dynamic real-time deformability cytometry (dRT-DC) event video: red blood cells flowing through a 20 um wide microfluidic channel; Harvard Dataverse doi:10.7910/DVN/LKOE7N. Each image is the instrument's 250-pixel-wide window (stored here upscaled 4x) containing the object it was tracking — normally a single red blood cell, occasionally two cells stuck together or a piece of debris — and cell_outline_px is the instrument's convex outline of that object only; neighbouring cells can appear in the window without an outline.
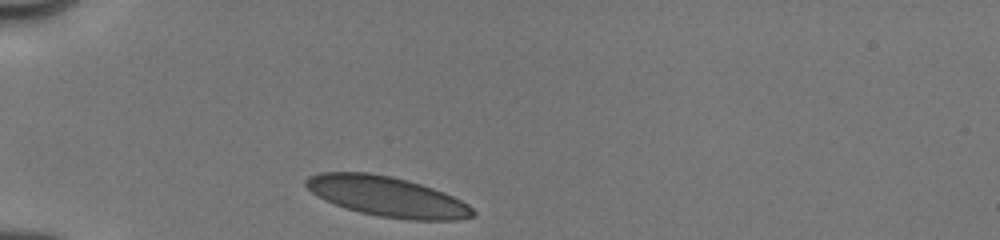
{"species": "human", "species_latin": "Homo sapiens", "temperature_condition": "cold", "stored_images_in_passage": 49, "camera_frame_rate_fps": 3000, "um_per_image_px": 0.085, "donor": {"sex": "male"}, "frame": {"image": 1, "passage_image": 1, "time_ms": 0.0, "image_size_px": [1000, 240], "cell_outline_px": [[476, 216], [460, 220], [408, 220], [380, 216], [360, 212], [324, 200], [316, 196], [304, 184], [304, 180], [308, 176], [320, 172], [368, 172], [392, 176], [408, 180], [444, 192], [468, 204], [476, 212]], "centroid_in_image_um": [32.91, 16.7], "position_along_channel_um": 52.1, "area_um2": 39.02}}
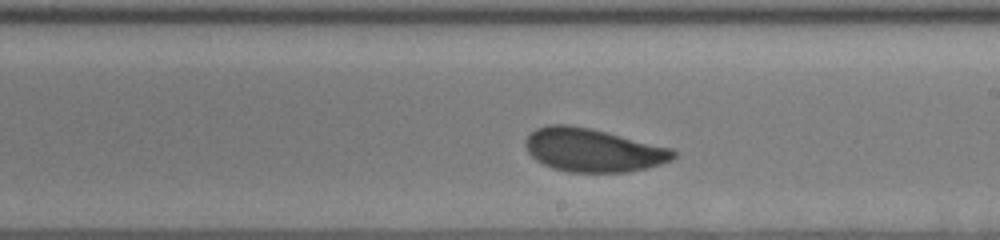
{"frame": {"image": 2, "passage_image": 25, "time_ms": 5.333, "image_size_px": [1000, 240], "cell_outline_px": [[676, 156], [672, 160], [648, 168], [628, 172], [568, 172], [552, 168], [536, 160], [528, 152], [524, 144], [524, 140], [528, 132], [536, 128], [548, 124], [568, 124], [592, 128], [672, 148], [676, 152]], "centroid_in_image_um": [50.38, 12.75], "position_along_channel_um": 238.6, "area_um2": 37.8}}
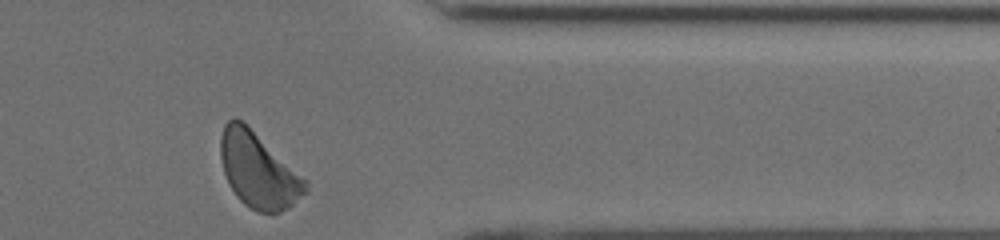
{"frame": {"image": 3, "passage_image": 48, "time_ms": 9.333, "image_size_px": [1000, 240], "cell_outline_px": [[308, 192], [288, 208], [280, 212], [256, 212], [248, 208], [236, 196], [228, 184], [224, 172], [220, 156], [220, 136], [224, 124], [228, 120], [236, 116], [308, 180]], "centroid_in_image_um": [21.96, 14.5], "position_along_channel_um": 389.4, "area_um2": 37.22}, "authors_computed_cell_mechanics": {"area_um2": 37.2232, "velocity_mm_per_s": 3.9596, "shape_relaxation_time_tau1_ms": 3.4818, "shape_relaxation_time_tau2_ms": null, "deformation_change_tau1": 0.0892, "deformation_change_tau2": null}}